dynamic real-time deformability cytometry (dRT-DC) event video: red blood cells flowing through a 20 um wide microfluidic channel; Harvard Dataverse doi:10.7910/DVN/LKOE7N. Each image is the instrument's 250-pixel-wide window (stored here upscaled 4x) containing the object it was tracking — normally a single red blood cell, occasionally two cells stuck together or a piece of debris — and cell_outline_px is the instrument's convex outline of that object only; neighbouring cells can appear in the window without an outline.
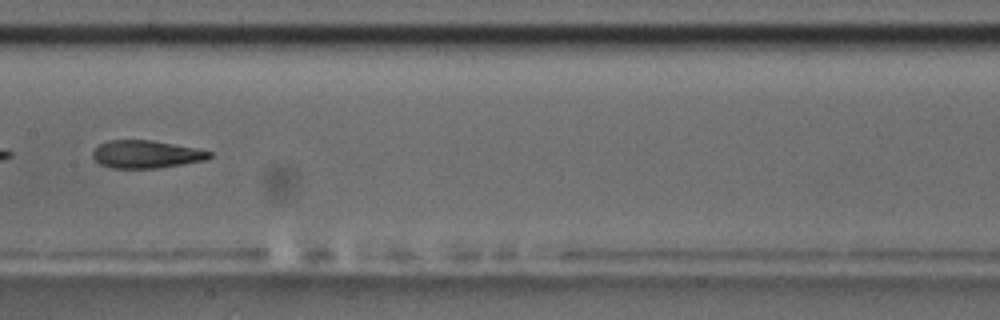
{"species": "common noctule bat (a hibernating species)", "species_latin": "Nyctalus noctula", "temperature_condition": "room temperature", "stored_images_in_passage": 7, "camera_frame_rate_fps": 3000, "um_per_image_px": 0.085, "animal": {"sex": "male", "body_mass_g": 17.5, "forearm_length_mm": 52.3}, "frame": {"image": 1, "passage_image": 7, "time_ms": 6.667, "image_size_px": [1000, 320], "cell_outline_px": [[212, 156], [204, 160], [156, 168], [108, 168], [100, 164], [92, 156], [92, 152], [100, 144], [108, 140], [152, 140], [196, 148], [212, 152]], "centroid_in_image_um": [12.39, 13.11], "position_along_channel_um": 195.0, "area_um2": 18.73}}